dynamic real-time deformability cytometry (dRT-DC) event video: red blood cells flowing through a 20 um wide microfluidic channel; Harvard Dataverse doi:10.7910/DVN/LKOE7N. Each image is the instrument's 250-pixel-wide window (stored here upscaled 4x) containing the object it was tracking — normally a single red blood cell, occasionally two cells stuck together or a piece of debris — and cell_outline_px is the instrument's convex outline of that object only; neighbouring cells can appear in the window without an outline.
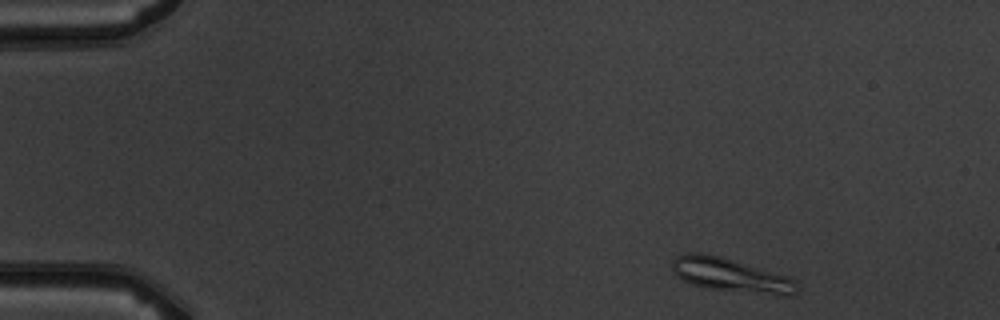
{"species": "common noctule bat (a hibernating species)", "species_latin": "Nyctalus noctula", "temperature_condition": "warm", "stored_images_in_passage": 5, "camera_frame_rate_fps": 3000, "um_per_image_px": 0.085, "animal": {"sex": "male", "body_mass_g": 19.5, "forearm_length_mm": 54.6}, "frame": {"image": 1, "passage_image": 1, "time_ms": 0.0, "image_size_px": [1000, 320], "cell_outline_px": [[796, 296], [772, 296], [708, 288], [692, 284], [676, 276], [672, 272], [672, 260], [676, 256], [688, 252], [700, 252], [720, 256], [788, 276], [796, 280]], "centroid_in_image_um": [62.14, 23.4], "position_along_channel_um": 22.9, "area_um2": 24.91}}